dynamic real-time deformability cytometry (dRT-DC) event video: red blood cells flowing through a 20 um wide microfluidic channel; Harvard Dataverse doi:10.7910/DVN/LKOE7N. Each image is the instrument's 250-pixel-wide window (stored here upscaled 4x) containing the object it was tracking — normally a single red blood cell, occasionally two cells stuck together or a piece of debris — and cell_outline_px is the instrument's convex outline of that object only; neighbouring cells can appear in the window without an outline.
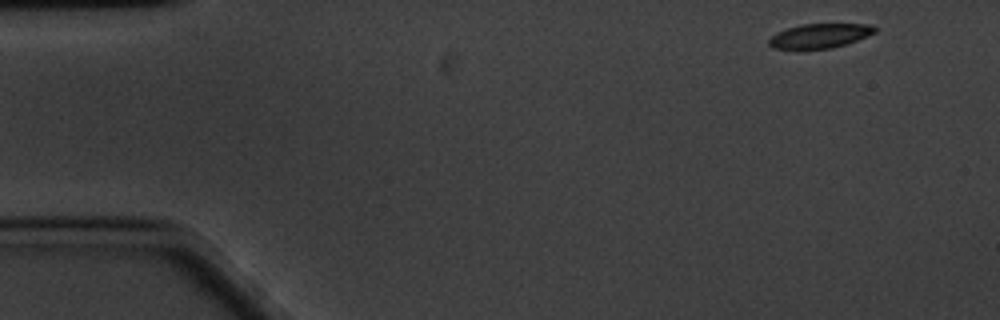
{"species": "common noctule bat (a hibernating species)", "species_latin": "Nyctalus noctula", "temperature_condition": "cold", "stored_images_in_passage": 14, "camera_frame_rate_fps": 3000, "um_per_image_px": 0.085, "animal": {"sex": "male", "body_mass_g": 20.1, "forearm_length_mm": 53.5}, "frame": {"image": 1, "passage_image": 1, "time_ms": 0.0, "image_size_px": [1000, 320], "cell_outline_px": [[876, 32], [868, 36], [832, 48], [772, 48], [768, 44], [768, 40], [776, 32], [800, 24], [868, 24], [876, 28]], "centroid_in_image_um": [69.67, 3.03], "position_along_channel_um": 15.3, "area_um2": 14.8}}